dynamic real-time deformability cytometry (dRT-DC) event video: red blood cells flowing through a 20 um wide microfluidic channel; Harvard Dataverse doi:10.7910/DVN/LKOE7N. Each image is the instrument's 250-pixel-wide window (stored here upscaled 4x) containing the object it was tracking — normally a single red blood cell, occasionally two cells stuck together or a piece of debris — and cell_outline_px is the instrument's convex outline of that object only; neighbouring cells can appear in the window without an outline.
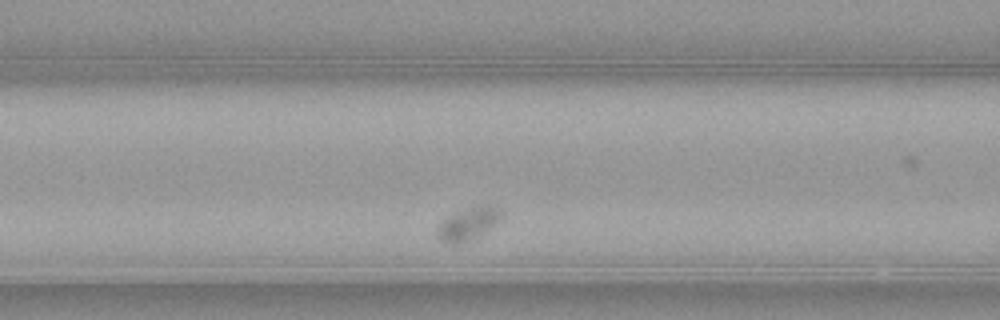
{"species": "common noctule bat (a hibernating species)", "species_latin": "Nyctalus noctula", "temperature_condition": "warm", "stored_images_in_passage": 30, "camera_frame_rate_fps": 3000, "um_per_image_px": 0.085, "animal": {"sex": "female", "body_mass_g": 21.9}, "frame": {"image": 1, "passage_image": 8, "time_ms": 2.333, "image_size_px": [1000, 320], "cell_outline_px": [[504, 212], [496, 224], [468, 240], [444, 240], [440, 236], [440, 224], [444, 220], [452, 216], [472, 208], [484, 204], [492, 204], [500, 208]], "centroid_in_image_um": [39.98, 18.92], "position_along_channel_um": 126.6, "area_um2": 10.75}}
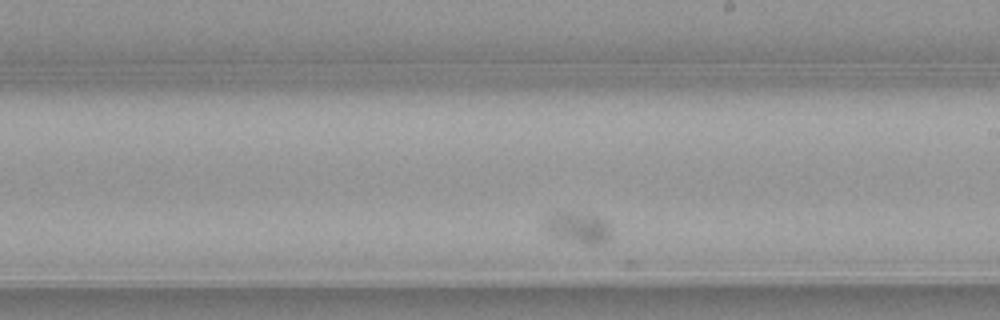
{"frame": {"image": 2, "passage_image": 18, "time_ms": 5.667, "image_size_px": [1000, 320], "cell_outline_px": [[612, 236], [608, 240], [600, 244], [588, 244], [556, 236], [544, 224], [544, 220], [556, 212], [568, 212], [600, 216], [612, 228]], "centroid_in_image_um": [49.25, 19.33], "position_along_channel_um": 239.7, "area_um2": 11.62}}
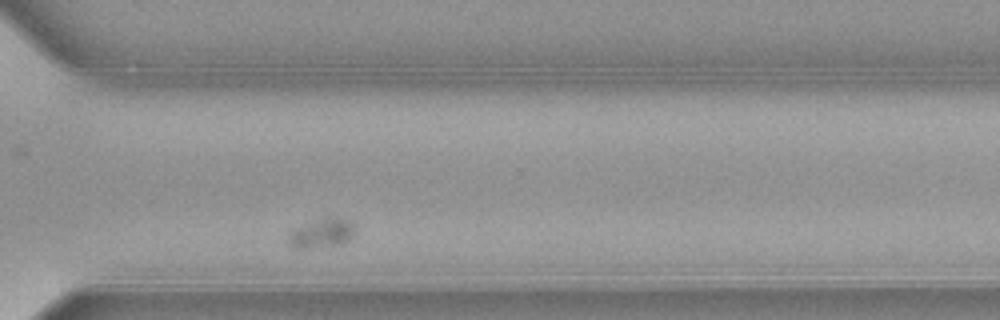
{"frame": {"image": 3, "passage_image": 27, "time_ms": 8.667, "image_size_px": [1000, 320], "cell_outline_px": [[356, 228], [352, 236], [348, 240], [340, 244], [304, 248], [296, 248], [288, 240], [288, 232], [304, 224], [324, 216], [336, 216], [348, 220]], "centroid_in_image_um": [27.36, 19.77], "position_along_channel_um": 343.2, "area_um2": 11.27}}